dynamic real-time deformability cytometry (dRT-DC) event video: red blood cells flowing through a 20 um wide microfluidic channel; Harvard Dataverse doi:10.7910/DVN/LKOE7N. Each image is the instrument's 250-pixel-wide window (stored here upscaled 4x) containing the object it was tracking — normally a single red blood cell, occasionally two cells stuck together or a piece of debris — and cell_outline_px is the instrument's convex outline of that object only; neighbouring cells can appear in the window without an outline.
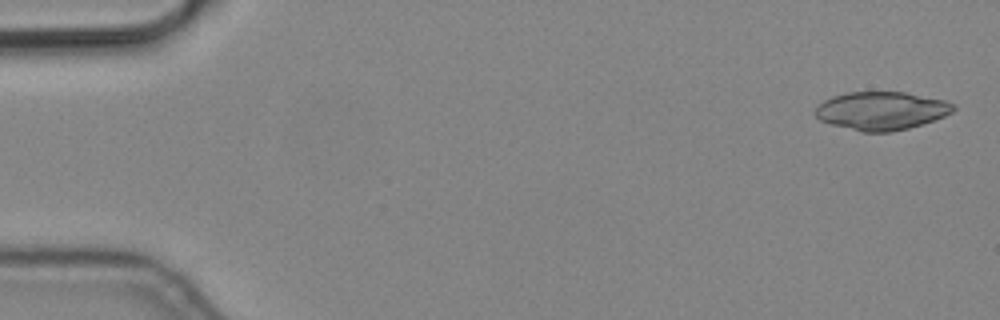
{"species": "common noctule bat (a hibernating species)", "species_latin": "Nyctalus noctula", "temperature_condition": "cold", "stored_images_in_passage": 6, "camera_frame_rate_fps": 3000, "um_per_image_px": 0.085, "animal": {"sex": "male", "body_mass_g": 19.2, "forearm_length_mm": 51.8}, "frame": {"image": 1, "passage_image": 1, "time_ms": 0.0, "image_size_px": [1000, 320], "cell_outline_px": [[956, 108], [952, 112], [944, 116], [908, 128], [892, 132], [860, 132], [832, 124], [820, 120], [816, 116], [816, 108], [824, 100], [832, 96], [848, 92], [904, 92], [944, 100], [956, 104]], "centroid_in_image_um": [74.92, 9.41], "position_along_channel_um": 10.1, "area_um2": 30.58}}